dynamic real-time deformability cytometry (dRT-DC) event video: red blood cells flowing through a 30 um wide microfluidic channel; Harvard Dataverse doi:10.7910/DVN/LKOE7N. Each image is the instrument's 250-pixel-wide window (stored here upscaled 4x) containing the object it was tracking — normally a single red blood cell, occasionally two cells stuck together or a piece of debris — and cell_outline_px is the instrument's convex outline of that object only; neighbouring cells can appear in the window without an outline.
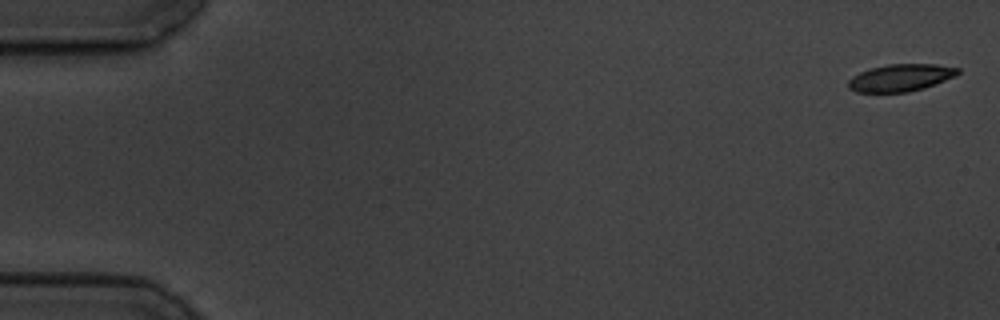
{"species": "common noctule bat (a hibernating species)", "species_latin": "Nyctalus noctula", "temperature_condition": "cold", "stored_images_in_passage": 6, "camera_frame_rate_fps": 3000, "um_per_image_px": 0.085, "animal": {"sex": "male", "body_mass_g": 19.5, "forearm_length_mm": 54.6}, "frame": {"image": 1, "passage_image": 1, "time_ms": 0.0, "image_size_px": [1000, 320], "cell_outline_px": [[960, 72], [956, 76], [924, 88], [908, 92], [856, 92], [848, 88], [848, 80], [852, 76], [868, 68], [888, 64], [936, 64], [960, 68]], "centroid_in_image_um": [76.55, 6.6], "position_along_channel_um": 8.5, "area_um2": 17.51}}
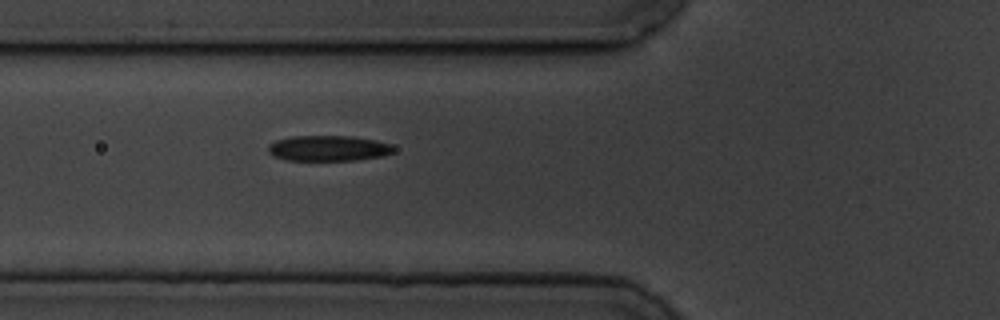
{"frame": {"image": 2, "passage_image": 6, "time_ms": 6.667, "image_size_px": [1000, 320], "cell_outline_px": [[396, 148], [392, 152], [384, 156], [356, 160], [284, 160], [272, 156], [268, 152], [268, 144], [276, 140], [292, 136], [352, 136], [376, 140], [392, 144]], "centroid_in_image_um": [27.91, 12.6], "position_along_channel_um": 97.9, "area_um2": 18.9}}